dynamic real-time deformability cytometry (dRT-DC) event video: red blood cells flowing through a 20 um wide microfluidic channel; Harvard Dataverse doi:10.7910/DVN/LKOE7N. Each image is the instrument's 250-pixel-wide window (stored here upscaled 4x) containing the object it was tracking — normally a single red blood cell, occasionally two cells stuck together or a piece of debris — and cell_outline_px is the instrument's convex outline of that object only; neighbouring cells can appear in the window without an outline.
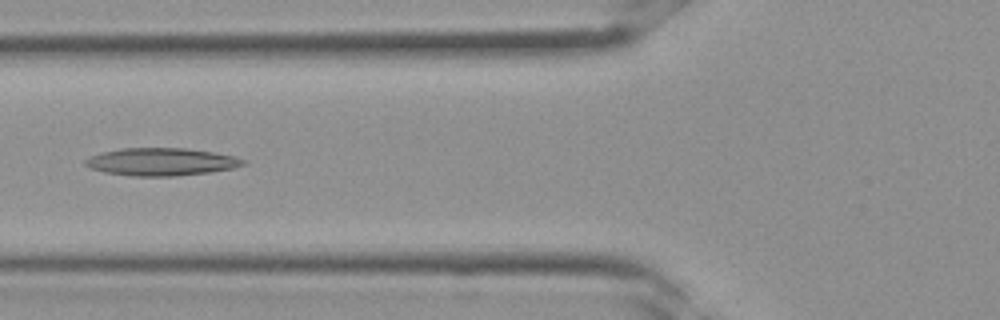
{"species": "Egyptian fruit bat (a non-hibernating species)", "species_latin": "Rousettus aegyptiacus", "temperature_condition": "room temperature", "stored_images_in_passage": 19, "camera_frame_rate_fps": 3000, "um_per_image_px": 0.085, "frame": {"image": 1, "passage_image": 12, "time_ms": 3.667, "image_size_px": [1000, 320], "cell_outline_px": [[248, 164], [232, 168], [208, 172], [172, 176], [132, 176], [104, 172], [88, 168], [84, 164], [84, 160], [92, 156], [104, 152], [124, 148], [184, 148], [212, 152], [236, 156], [248, 160]], "centroid_in_image_um": [13.74, 13.75], "position_along_channel_um": 112.1, "area_um2": 25.37}}
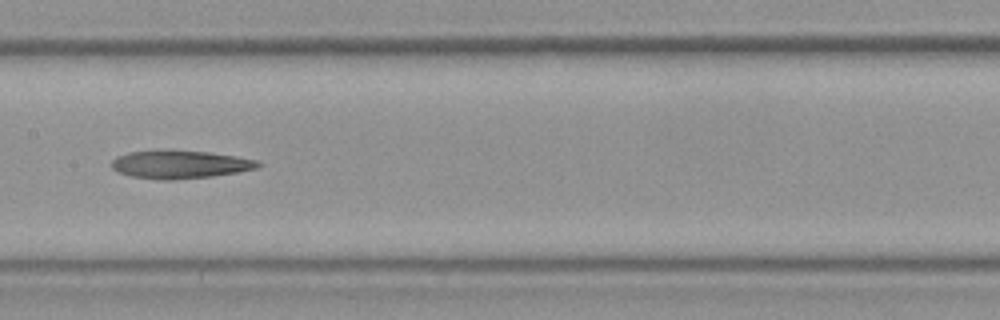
{"frame": {"image": 2, "passage_image": 16, "time_ms": 5.0, "image_size_px": [1000, 320], "cell_outline_px": [[264, 164], [256, 168], [236, 172], [212, 176], [172, 180], [160, 180], [132, 176], [116, 172], [112, 168], [112, 160], [116, 156], [128, 152], [172, 148], [208, 152], [236, 156], [260, 160]], "centroid_in_image_um": [15.29, 13.95], "position_along_channel_um": 192.1, "area_um2": 24.57}}
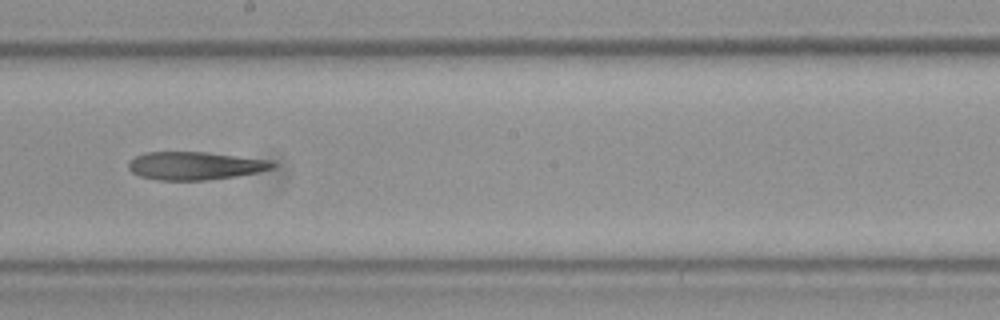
{"frame": {"image": 3, "passage_image": 18, "time_ms": 5.667, "image_size_px": [1000, 320], "cell_outline_px": [[276, 164], [272, 168], [256, 172], [236, 176], [208, 180], [156, 180], [140, 176], [132, 172], [128, 168], [128, 160], [144, 152], [208, 152], [272, 160]], "centroid_in_image_um": [16.55, 14.08], "position_along_channel_um": 231.7, "area_um2": 23.64}}